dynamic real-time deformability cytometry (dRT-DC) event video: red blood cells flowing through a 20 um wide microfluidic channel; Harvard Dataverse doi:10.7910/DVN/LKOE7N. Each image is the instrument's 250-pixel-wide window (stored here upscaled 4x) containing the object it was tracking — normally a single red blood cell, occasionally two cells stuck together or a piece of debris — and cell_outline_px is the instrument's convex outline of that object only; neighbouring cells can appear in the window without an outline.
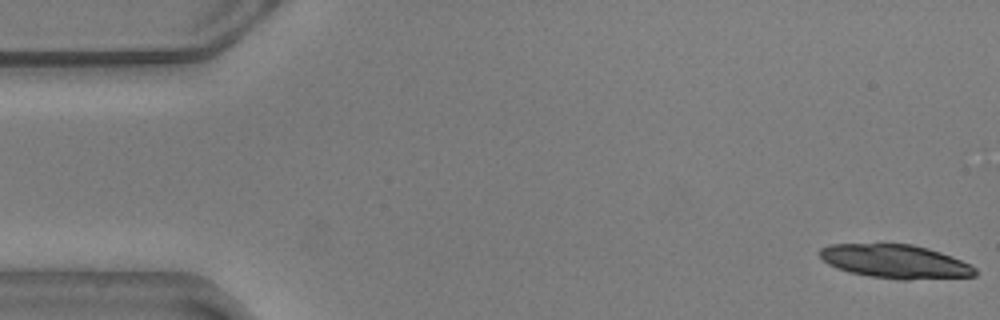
{"species": "common noctule bat (a hibernating species)", "species_latin": "Nyctalus noctula", "temperature_condition": "warm", "stored_images_in_passage": 5, "camera_frame_rate_fps": 3000, "um_per_image_px": 0.085, "animal": {"sex": "male", "body_mass_g": 20.5, "forearm_length_mm": 52.5}, "frame": {"image": 1, "passage_image": 1, "time_ms": 0.0, "image_size_px": [1000, 320], "cell_outline_px": [[976, 276], [908, 280], [900, 280], [872, 276], [848, 272], [836, 268], [828, 264], [820, 256], [820, 248], [832, 244], [912, 244], [928, 248], [952, 256], [976, 268]], "centroid_in_image_um": [76.1, 22.23], "position_along_channel_um": 8.9, "area_um2": 30.4}}